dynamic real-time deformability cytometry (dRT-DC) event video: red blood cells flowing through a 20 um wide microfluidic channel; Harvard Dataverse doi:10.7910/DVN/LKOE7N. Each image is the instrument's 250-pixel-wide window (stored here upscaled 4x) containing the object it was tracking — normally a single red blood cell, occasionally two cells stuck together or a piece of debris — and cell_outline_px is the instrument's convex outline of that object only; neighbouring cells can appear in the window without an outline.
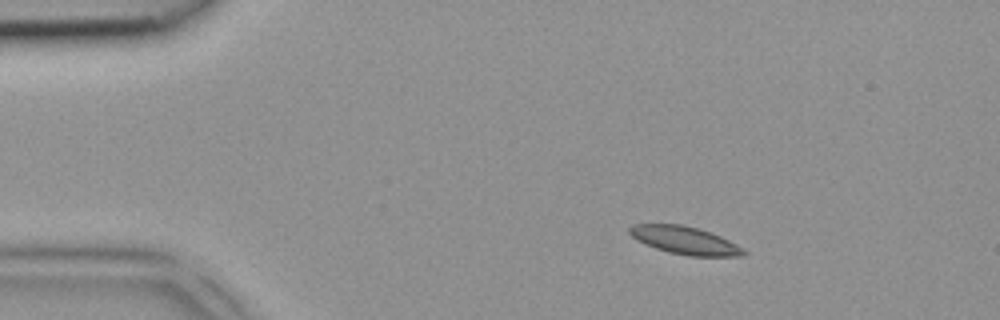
{"species": "common noctule bat (a hibernating species)", "species_latin": "Nyctalus noctula", "temperature_condition": "room temperature", "stored_images_in_passage": 5, "camera_frame_rate_fps": 3000, "um_per_image_px": 0.085, "animal": {"sex": "female", "body_mass_g": 18.4}, "frame": {"image": 1, "passage_image": 3, "time_ms": 0.667, "image_size_px": [1000, 320], "cell_outline_px": [[748, 252], [744, 256], [688, 256], [668, 252], [656, 248], [636, 240], [628, 232], [628, 228], [632, 224], [680, 224], [696, 228], [720, 236], [744, 248]], "centroid_in_image_um": [58.21, 20.44], "position_along_channel_um": 26.8, "area_um2": 18.44}}